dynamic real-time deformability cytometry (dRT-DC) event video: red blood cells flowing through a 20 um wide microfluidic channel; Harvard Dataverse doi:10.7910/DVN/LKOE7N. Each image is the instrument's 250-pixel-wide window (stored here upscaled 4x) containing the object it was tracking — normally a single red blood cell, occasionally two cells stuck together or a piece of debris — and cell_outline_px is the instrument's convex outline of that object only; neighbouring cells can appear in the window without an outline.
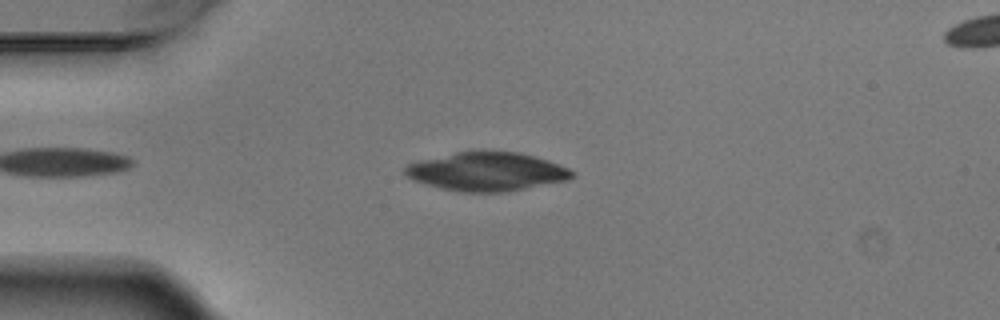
{"species": "Egyptian fruit bat (a non-hibernating species)", "species_latin": "Rousettus aegyptiacus", "temperature_condition": "warm", "stored_images_in_passage": 3, "camera_frame_rate_fps": 3000, "um_per_image_px": 0.085, "animal": {"sex": "male"}, "frame": {"image": 1, "passage_image": 2, "time_ms": 0.333, "image_size_px": [1000, 320], "cell_outline_px": [[576, 176], [568, 180], [508, 192], [464, 192], [440, 188], [424, 184], [408, 176], [404, 172], [404, 168], [408, 164], [420, 160], [456, 152], [516, 152], [548, 160], [568, 168]], "centroid_in_image_um": [41.39, 14.6], "position_along_channel_um": 43.6, "area_um2": 37.22}}